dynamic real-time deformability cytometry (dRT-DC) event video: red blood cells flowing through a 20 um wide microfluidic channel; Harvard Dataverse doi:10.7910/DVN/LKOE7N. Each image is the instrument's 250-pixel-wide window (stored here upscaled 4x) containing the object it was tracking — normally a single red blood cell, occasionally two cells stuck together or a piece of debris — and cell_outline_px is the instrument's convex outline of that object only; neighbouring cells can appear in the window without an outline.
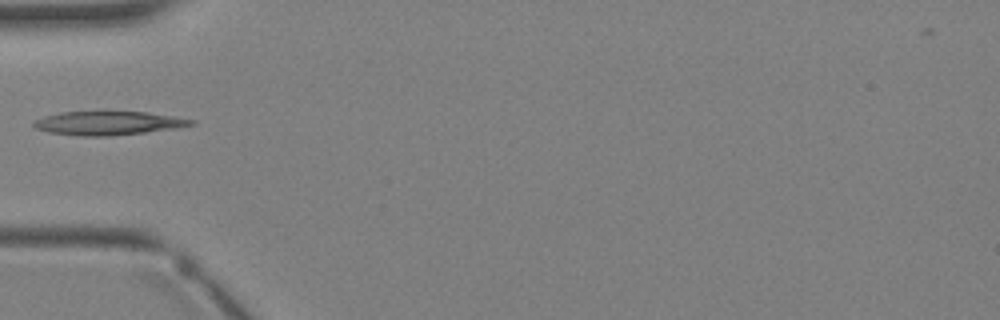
{"species": "Egyptian fruit bat (a non-hibernating species)", "species_latin": "Rousettus aegyptiacus", "temperature_condition": "warm", "stored_images_in_passage": 4, "camera_frame_rate_fps": 3000, "um_per_image_px": 0.085, "animal": {"sex": "female"}, "frame": {"image": 1, "passage_image": 4, "time_ms": 3.333, "image_size_px": [1000, 320], "cell_outline_px": [[196, 124], [176, 128], [144, 132], [108, 136], [80, 136], [48, 132], [36, 128], [32, 124], [36, 120], [44, 116], [60, 112], [148, 112], [196, 120]], "centroid_in_image_um": [9.21, 10.47], "position_along_channel_um": 75.8, "area_um2": 21.56}}